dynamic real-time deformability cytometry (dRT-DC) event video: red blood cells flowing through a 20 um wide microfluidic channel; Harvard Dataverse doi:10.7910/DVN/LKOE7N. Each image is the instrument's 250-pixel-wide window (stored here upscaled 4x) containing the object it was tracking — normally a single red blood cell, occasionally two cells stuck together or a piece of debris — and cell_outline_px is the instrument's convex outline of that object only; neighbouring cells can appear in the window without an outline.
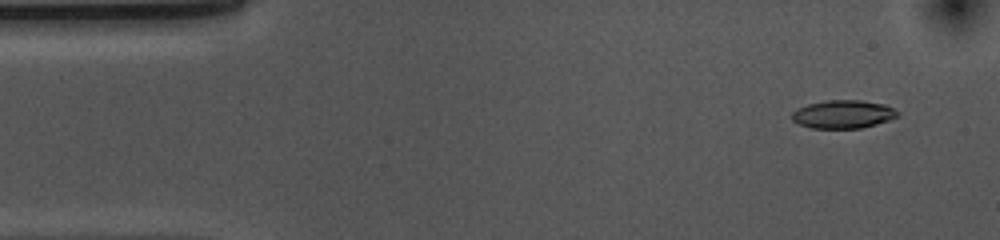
{"species": "common noctule bat (a hibernating species)", "species_latin": "Nyctalus noctula", "temperature_condition": "cold", "stored_images_in_passage": 50, "camera_frame_rate_fps": 3000, "um_per_image_px": 0.085, "animal": {"sex": "female", "body_mass_g": 10.0, "forearm_length_mm": 53.1}, "frame": {"image": 1, "passage_image": 1, "time_ms": 0.0, "image_size_px": [1000, 240], "cell_outline_px": [[900, 116], [876, 124], [860, 128], [812, 128], [800, 124], [792, 120], [792, 112], [808, 104], [828, 100], [860, 100], [884, 104], [900, 112]], "centroid_in_image_um": [71.7, 9.71], "position_along_channel_um": 13.3, "area_um2": 17.22}}
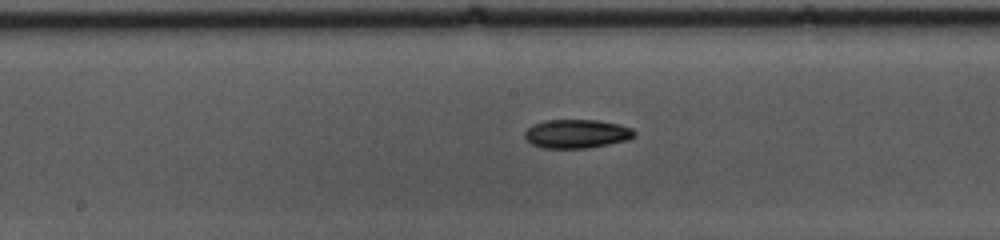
{"frame": {"image": 2, "passage_image": 23, "time_ms": 7.333, "image_size_px": [1000, 240], "cell_outline_px": [[636, 136], [628, 140], [588, 148], [544, 148], [532, 144], [524, 136], [524, 132], [532, 124], [544, 120], [596, 120], [620, 124], [632, 128], [636, 132]], "centroid_in_image_um": [49.04, 11.36], "position_along_channel_um": 199.2, "area_um2": 18.5}}
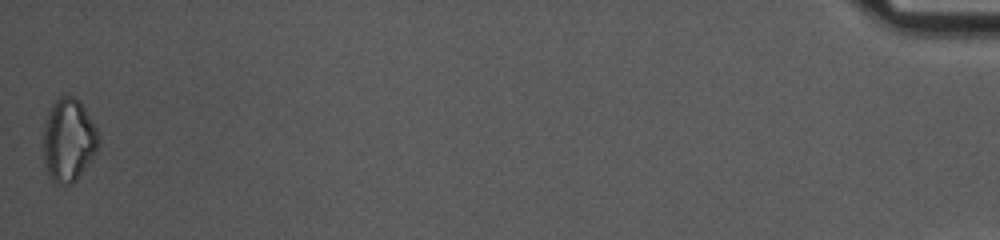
{"frame": {"image": 3, "passage_image": 50, "time_ms": 16.333, "image_size_px": [1000, 240], "cell_outline_px": [[100, 144], [76, 180], [72, 184], [56, 184], [48, 176], [44, 160], [44, 124], [52, 104], [60, 96], [72, 96], [80, 100], [96, 128], [100, 136]], "centroid_in_image_um": [5.82, 11.9], "position_along_channel_um": 429.4, "area_um2": 26.53}, "authors_computed_cell_mechanics": {"area_um2": 18.1781, "velocity_mm_per_s": 3.6987, "shape_relaxation_time_tau1_ms": 5.8574, "shape_relaxation_time_tau2_ms": null, "deformation_change_tau1": 0.1466, "deformation_change_tau2": null}}